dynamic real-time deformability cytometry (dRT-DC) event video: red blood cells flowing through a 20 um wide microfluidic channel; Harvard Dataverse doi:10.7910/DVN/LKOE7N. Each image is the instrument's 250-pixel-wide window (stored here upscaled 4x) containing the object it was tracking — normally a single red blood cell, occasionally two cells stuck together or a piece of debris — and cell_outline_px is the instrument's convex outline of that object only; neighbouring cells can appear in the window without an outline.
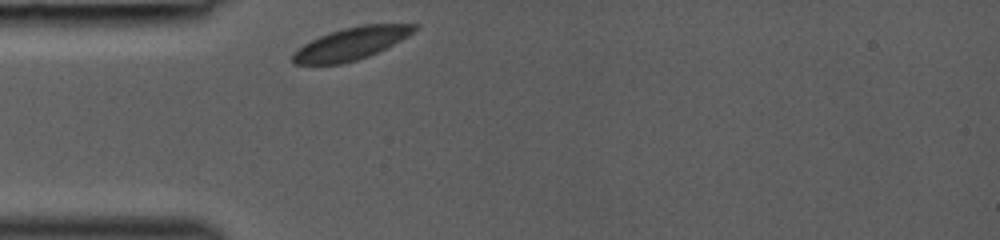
{"species": "common noctule bat (a hibernating species)", "species_latin": "Nyctalus noctula", "temperature_condition": "room temperature", "stored_images_in_passage": 27, "camera_frame_rate_fps": 3000, "um_per_image_px": 0.085, "animal": {"sex": "female", "body_mass_g": 19.0, "forearm_length_mm": 53.3}, "frame": {"image": 1, "passage_image": 1, "time_ms": 0.0, "image_size_px": [1000, 240], "cell_outline_px": [[420, 28], [400, 40], [368, 56], [356, 60], [340, 64], [292, 64], [292, 56], [304, 44], [320, 36], [344, 28], [364, 24], [420, 24]], "centroid_in_image_um": [29.88, 3.7], "position_along_channel_um": 55.1, "area_um2": 22.43}}
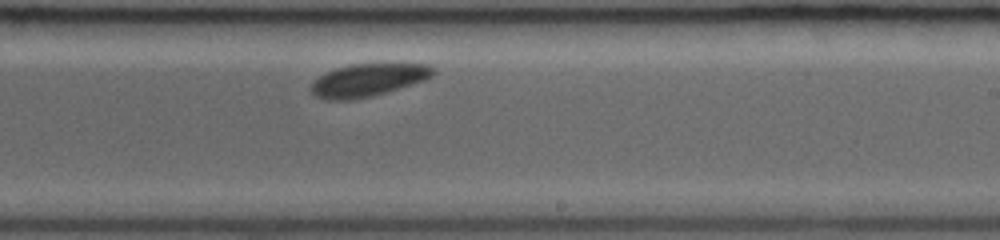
{"frame": {"image": 2, "passage_image": 16, "time_ms": 5.0, "image_size_px": [1000, 240], "cell_outline_px": [[436, 72], [432, 76], [424, 80], [412, 84], [372, 96], [348, 100], [328, 100], [316, 96], [312, 92], [312, 84], [324, 72], [348, 64], [428, 64], [436, 68]], "centroid_in_image_um": [31.3, 6.79], "position_along_channel_um": 257.7, "area_um2": 23.06}}
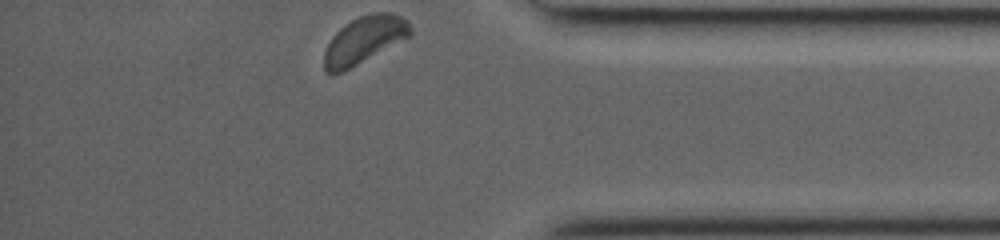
{"frame": {"image": 3, "passage_image": 27, "time_ms": 8.667, "image_size_px": [1000, 240], "cell_outline_px": [[412, 36], [340, 72], [324, 72], [324, 52], [332, 36], [344, 24], [360, 16], [372, 12], [392, 12], [408, 20], [412, 28]], "centroid_in_image_um": [30.99, 3.35], "position_along_channel_um": 404.2, "area_um2": 23.47}}